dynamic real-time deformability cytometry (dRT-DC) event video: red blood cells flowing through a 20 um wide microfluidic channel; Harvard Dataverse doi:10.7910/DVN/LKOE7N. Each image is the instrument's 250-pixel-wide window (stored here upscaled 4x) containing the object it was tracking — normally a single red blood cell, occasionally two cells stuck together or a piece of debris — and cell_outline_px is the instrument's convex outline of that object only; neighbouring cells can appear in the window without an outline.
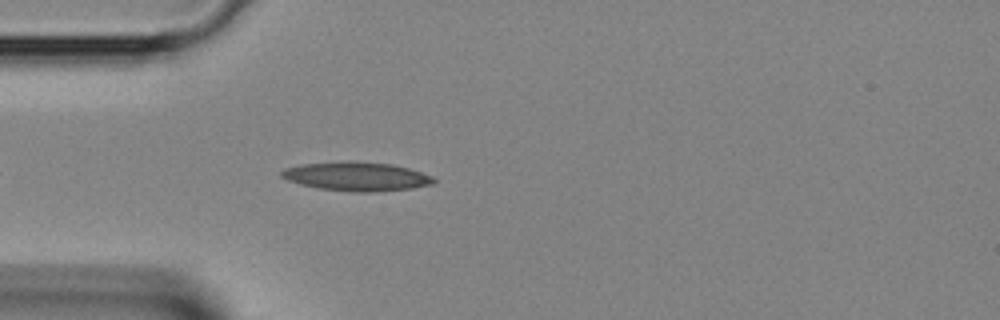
{"species": "Egyptian fruit bat (a non-hibernating species)", "species_latin": "Rousettus aegyptiacus", "temperature_condition": "room temperature", "stored_images_in_passage": 15, "camera_frame_rate_fps": 3000, "um_per_image_px": 0.085, "animal": {"sex": "female"}, "frame": {"image": 1, "passage_image": 4, "time_ms": 1.0, "image_size_px": [1000, 320], "cell_outline_px": [[436, 180], [432, 184], [412, 188], [376, 192], [348, 192], [316, 188], [300, 184], [288, 180], [280, 176], [280, 172], [284, 168], [300, 164], [344, 160], [356, 160], [392, 164], [408, 168], [432, 176]], "centroid_in_image_um": [30.26, 14.98], "position_along_channel_um": 54.7, "area_um2": 26.13}}
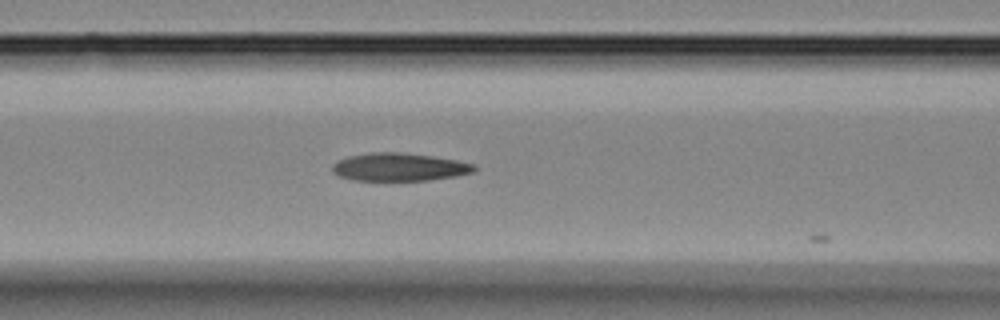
{"frame": {"image": 2, "passage_image": 9, "time_ms": 2.667, "image_size_px": [1000, 320], "cell_outline_px": [[476, 172], [456, 176], [428, 180], [352, 180], [340, 176], [332, 172], [332, 164], [336, 160], [348, 156], [368, 152], [400, 152], [432, 156], [456, 160], [476, 164]], "centroid_in_image_um": [33.93, 14.19], "position_along_channel_um": 132.7, "area_um2": 23.29}}
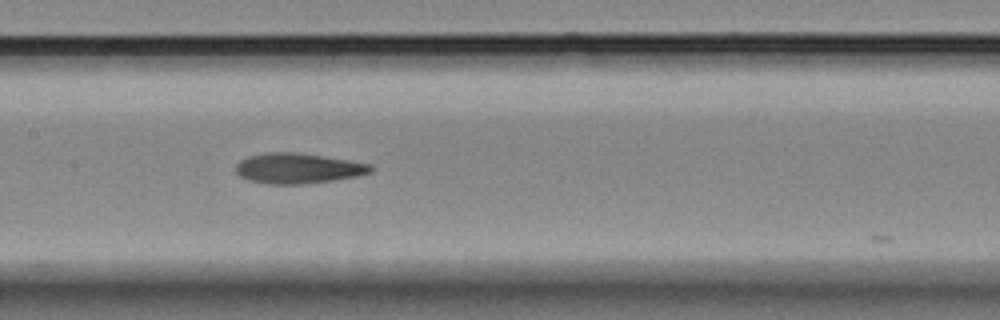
{"frame": {"image": 3, "passage_image": 12, "time_ms": 3.667, "image_size_px": [1000, 320], "cell_outline_px": [[376, 168], [372, 172], [360, 176], [304, 184], [268, 184], [248, 180], [240, 176], [236, 172], [236, 164], [240, 160], [248, 156], [264, 152], [300, 152], [372, 164]], "centroid_in_image_um": [25.36, 14.3], "position_along_channel_um": 182.0, "area_um2": 24.16}}